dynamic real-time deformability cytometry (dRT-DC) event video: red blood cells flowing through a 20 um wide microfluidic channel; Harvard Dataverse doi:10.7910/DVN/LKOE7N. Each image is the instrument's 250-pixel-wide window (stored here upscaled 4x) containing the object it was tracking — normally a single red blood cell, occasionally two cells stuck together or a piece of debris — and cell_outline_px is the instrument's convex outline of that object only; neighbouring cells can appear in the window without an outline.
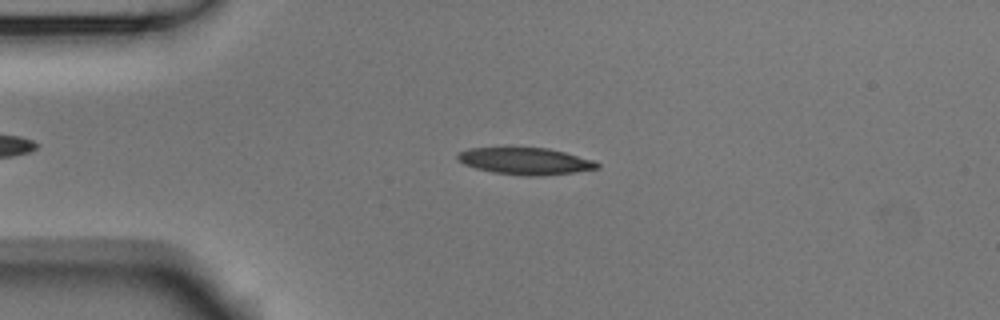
{"species": "Egyptian fruit bat (a non-hibernating species)", "species_latin": "Rousettus aegyptiacus", "temperature_condition": "room temperature", "stored_images_in_passage": 52, "camera_frame_rate_fps": 3000, "um_per_image_px": 0.085, "animal": {"sex": "male"}, "frame": {"image": 1, "passage_image": 11, "time_ms": 3.333, "image_size_px": [1000, 320], "cell_outline_px": [[600, 168], [576, 172], [540, 176], [524, 176], [492, 172], [476, 168], [464, 164], [456, 160], [456, 156], [460, 152], [468, 148], [548, 148], [564, 152], [592, 160], [600, 164]], "centroid_in_image_um": [44.64, 13.7], "position_along_channel_um": 40.4, "area_um2": 21.79}}
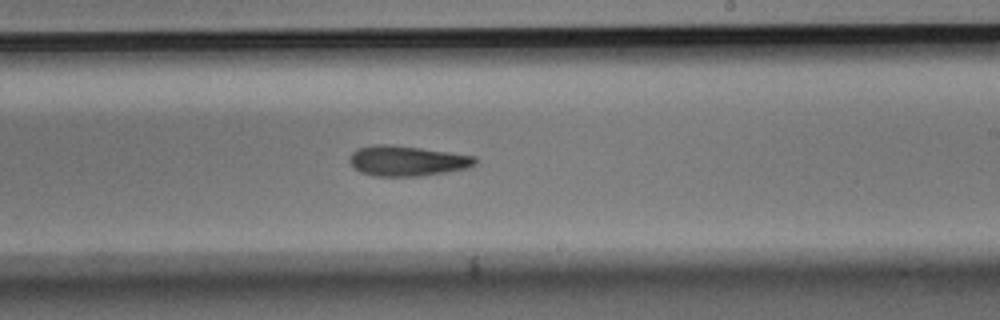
{"frame": {"image": 2, "passage_image": 30, "time_ms": 9.667, "image_size_px": [1000, 320], "cell_outline_px": [[476, 164], [468, 168], [420, 176], [376, 176], [360, 172], [348, 160], [352, 152], [356, 148], [372, 144], [388, 144], [420, 148], [476, 156]], "centroid_in_image_um": [34.58, 13.66], "position_along_channel_um": 254.4, "area_um2": 22.08}}
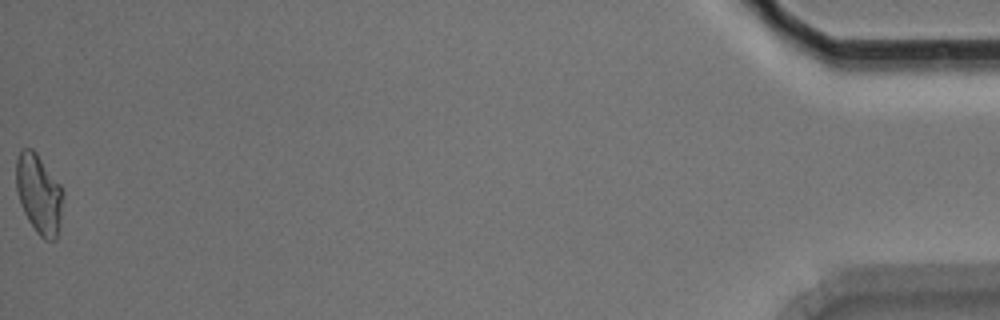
{"frame": {"image": 3, "passage_image": 52, "time_ms": 17.0, "image_size_px": [1000, 320], "cell_outline_px": [[64, 192], [60, 224], [56, 240], [44, 240], [36, 232], [28, 220], [20, 204], [16, 192], [16, 160], [20, 148], [32, 148], [36, 152], [60, 184]], "centroid_in_image_um": [3.31, 16.49], "position_along_channel_um": 431.9, "area_um2": 22.02}, "authors_computed_cell_mechanics": {"area_um2": 21.9351, "velocity_mm_per_s": 3.7723, "shape_relaxation_time_tau1_ms": 6.8208, "shape_relaxation_time_tau2_ms": 7.526, "deformation_change_tau1": 0.1761, "deformation_change_tau2": 0.2091}}